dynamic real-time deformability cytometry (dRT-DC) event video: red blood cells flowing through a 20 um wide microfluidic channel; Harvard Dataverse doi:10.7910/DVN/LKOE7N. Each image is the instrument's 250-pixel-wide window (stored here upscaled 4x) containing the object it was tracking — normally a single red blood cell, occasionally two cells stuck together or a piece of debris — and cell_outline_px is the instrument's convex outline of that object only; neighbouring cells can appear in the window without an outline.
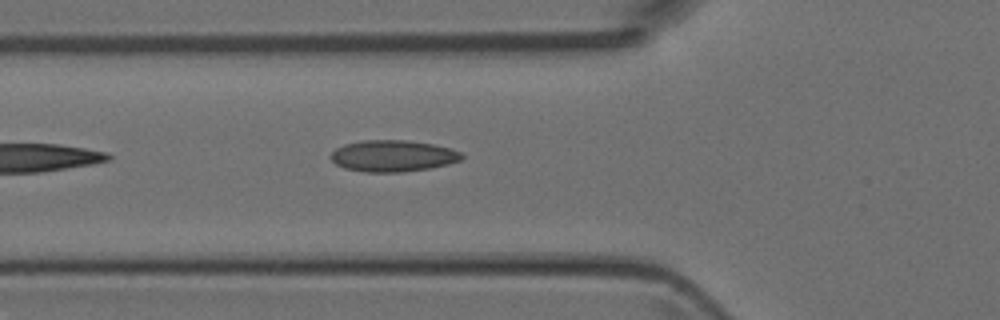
{"species": "Egyptian fruit bat (a non-hibernating species)", "species_latin": "Rousettus aegyptiacus", "temperature_condition": "room temperature", "stored_images_in_passage": 4, "camera_frame_rate_fps": 3000, "um_per_image_px": 0.085, "animal": {"sex": "female"}, "frame": {"image": 1, "passage_image": 4, "time_ms": 3.333, "image_size_px": [1000, 320], "cell_outline_px": [[464, 156], [460, 160], [448, 164], [428, 168], [400, 172], [364, 172], [344, 168], [336, 164], [328, 156], [336, 148], [344, 144], [364, 140], [404, 140], [432, 144], [452, 148], [460, 152]], "centroid_in_image_um": [33.37, 13.25], "position_along_channel_um": 92.4, "area_um2": 23.99}}